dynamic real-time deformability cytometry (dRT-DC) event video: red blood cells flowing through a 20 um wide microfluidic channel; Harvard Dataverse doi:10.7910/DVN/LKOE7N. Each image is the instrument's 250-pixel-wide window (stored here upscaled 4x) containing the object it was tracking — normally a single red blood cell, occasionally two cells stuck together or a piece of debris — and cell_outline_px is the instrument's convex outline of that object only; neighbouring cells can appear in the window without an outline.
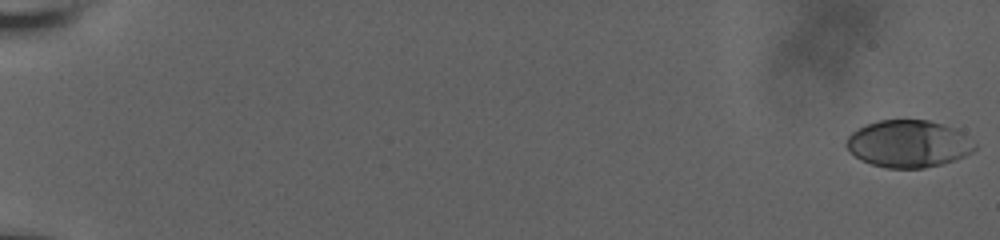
{"species": "human", "species_latin": "Homo sapiens", "temperature_condition": "room temperature", "stored_images_in_passage": 22, "camera_frame_rate_fps": 3000, "um_per_image_px": 0.085, "donor": {"sex": "male"}, "frame": {"image": 1, "passage_image": 1, "time_ms": 0.0, "image_size_px": [1000, 240], "cell_outline_px": [[976, 148], [972, 152], [964, 156], [940, 164], [924, 168], [888, 168], [872, 164], [860, 160], [844, 144], [848, 136], [852, 132], [868, 124], [880, 120], [928, 120], [956, 128], [976, 144]], "centroid_in_image_um": [77.22, 12.22], "position_along_channel_um": 7.8, "area_um2": 35.03}}
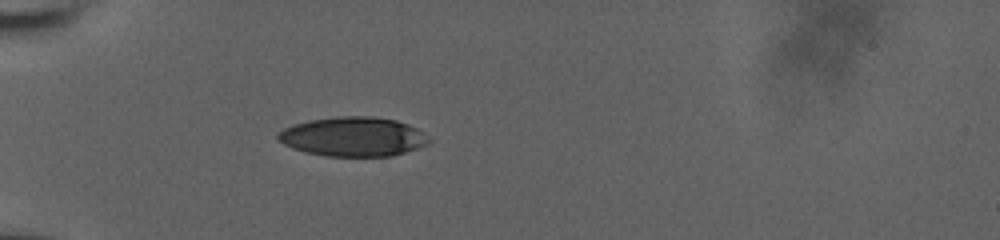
{"frame": {"image": 2, "passage_image": 19, "time_ms": 6.667, "image_size_px": [1000, 240], "cell_outline_px": [[432, 140], [428, 144], [392, 156], [324, 156], [304, 152], [292, 148], [276, 140], [276, 136], [284, 128], [292, 124], [308, 120], [336, 116], [372, 116], [396, 120], [408, 124], [416, 128]], "centroid_in_image_um": [29.98, 11.61], "position_along_channel_um": 55.0, "area_um2": 34.8}}
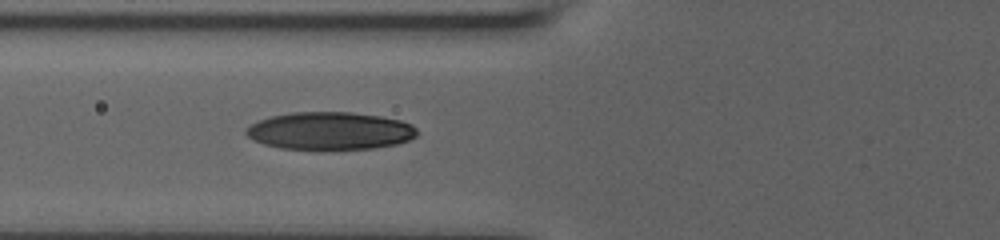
{"frame": {"image": 3, "passage_image": 22, "time_ms": 8.333, "image_size_px": [1000, 240], "cell_outline_px": [[420, 132], [416, 136], [408, 140], [396, 144], [372, 148], [324, 152], [316, 152], [280, 148], [264, 144], [252, 140], [244, 132], [244, 128], [260, 120], [272, 116], [292, 112], [352, 112], [380, 116], [400, 120], [412, 124]], "centroid_in_image_um": [28.03, 11.16], "position_along_channel_um": 97.8, "area_um2": 38.67}}